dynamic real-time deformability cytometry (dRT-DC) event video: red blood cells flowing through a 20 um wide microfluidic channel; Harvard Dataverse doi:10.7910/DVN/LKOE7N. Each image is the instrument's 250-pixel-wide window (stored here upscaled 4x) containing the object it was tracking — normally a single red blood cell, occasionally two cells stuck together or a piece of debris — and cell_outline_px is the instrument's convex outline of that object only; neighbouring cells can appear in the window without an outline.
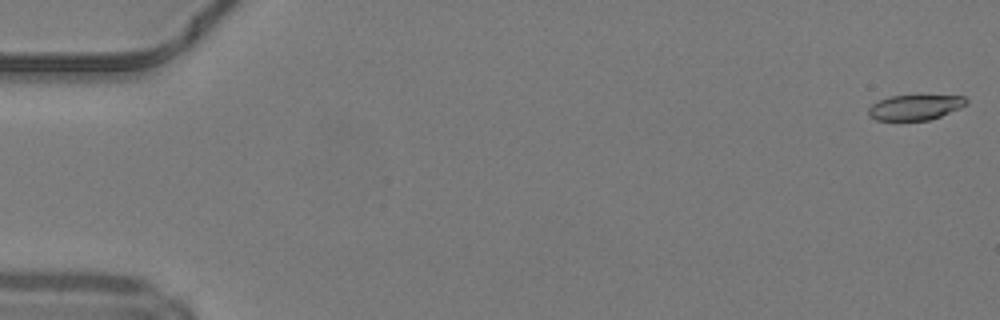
{"species": "common noctule bat (a hibernating species)", "species_latin": "Nyctalus noctula", "temperature_condition": "warm", "stored_images_in_passage": 35, "camera_frame_rate_fps": 3000, "um_per_image_px": 0.085, "animal": {"sex": "male", "body_mass_g": 19.2, "forearm_length_mm": 51.8}, "frame": {"image": 1, "passage_image": 1, "time_ms": 0.0, "image_size_px": [1000, 320], "cell_outline_px": [[968, 104], [960, 108], [940, 116], [928, 120], [876, 120], [868, 116], [868, 108], [872, 104], [880, 100], [892, 96], [964, 96], [968, 100]], "centroid_in_image_um": [77.78, 9.13], "position_along_channel_um": 7.2, "area_um2": 14.22}}
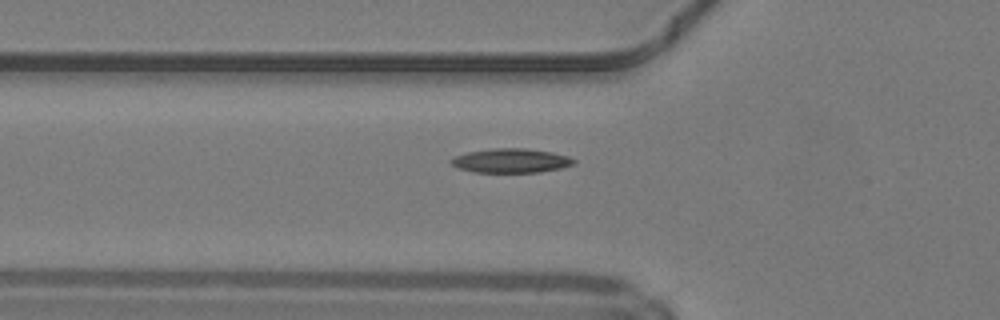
{"frame": {"image": 2, "passage_image": 18, "time_ms": 5.667, "image_size_px": [1000, 320], "cell_outline_px": [[576, 164], [560, 168], [540, 172], [472, 172], [460, 168], [452, 164], [448, 160], [456, 156], [468, 152], [492, 148], [524, 148], [552, 152], [568, 156], [576, 160]], "centroid_in_image_um": [43.46, 13.65], "position_along_channel_um": 82.3, "area_um2": 17.28}}
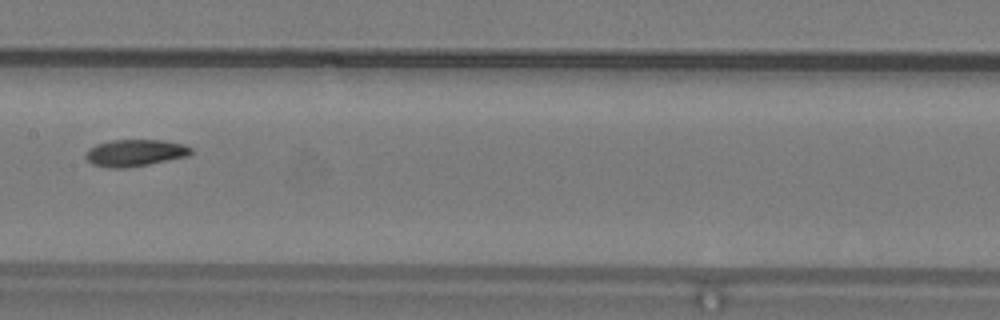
{"frame": {"image": 3, "passage_image": 26, "time_ms": 8.333, "image_size_px": [1000, 320], "cell_outline_px": [[192, 152], [188, 156], [128, 168], [108, 168], [92, 164], [84, 156], [88, 148], [96, 144], [112, 140], [164, 140], [184, 144], [192, 148]], "centroid_in_image_um": [11.46, 12.99], "position_along_channel_um": 195.9, "area_um2": 16.59}}